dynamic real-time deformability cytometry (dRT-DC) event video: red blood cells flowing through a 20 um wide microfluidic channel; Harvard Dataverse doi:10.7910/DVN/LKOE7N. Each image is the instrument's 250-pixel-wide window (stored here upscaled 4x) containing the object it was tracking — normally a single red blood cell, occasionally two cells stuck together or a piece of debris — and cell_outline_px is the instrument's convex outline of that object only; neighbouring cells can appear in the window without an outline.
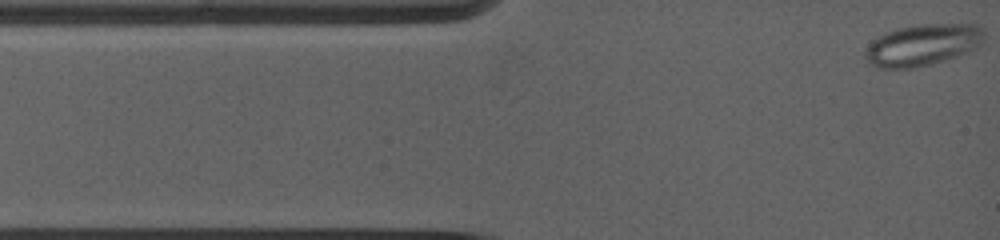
{"species": "common noctule bat (a hibernating species)", "species_latin": "Nyctalus noctula", "temperature_condition": "warm", "stored_images_in_passage": 16, "camera_frame_rate_fps": 5000, "um_per_image_px": 0.085, "animal": {"sex": "female", "body_mass_g": 19.0, "forearm_length_mm": 53.3}, "frame": {"image": 1, "passage_image": 1, "time_ms": 0.0, "image_size_px": [1000, 240], "cell_outline_px": [[984, 36], [980, 44], [976, 48], [968, 52], [932, 64], [912, 68], [876, 68], [864, 56], [864, 52], [872, 40], [884, 32], [896, 28], [920, 24], [976, 24], [984, 32]], "centroid_in_image_um": [78.4, 3.81], "position_along_channel_um": 6.6, "area_um2": 28.84}}
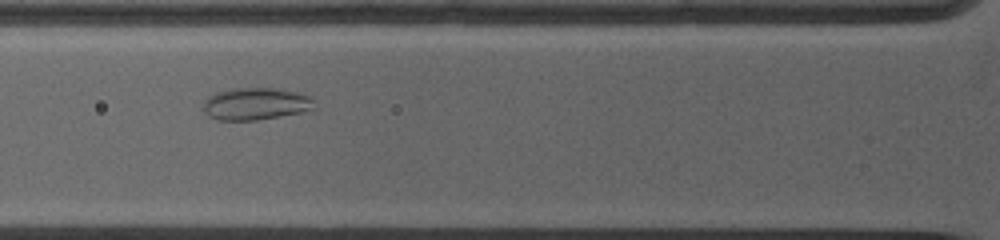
{"frame": {"image": 2, "passage_image": 11, "time_ms": 3.8, "image_size_px": [1000, 240], "cell_outline_px": [[316, 108], [300, 112], [256, 120], [216, 120], [208, 116], [204, 112], [204, 100], [208, 96], [216, 92], [232, 88], [276, 88], [304, 92], [312, 96]], "centroid_in_image_um": [21.76, 8.81], "position_along_channel_um": 104.0, "area_um2": 21.15}}
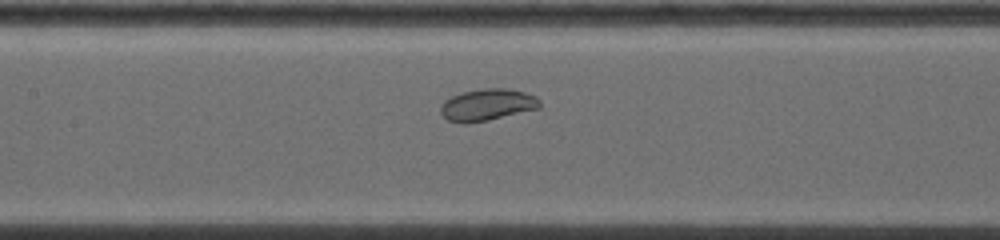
{"frame": {"image": 3, "passage_image": 15, "time_ms": 5.4, "image_size_px": [1000, 240], "cell_outline_px": [[540, 108], [488, 120], [464, 124], [448, 120], [440, 112], [440, 104], [444, 100], [460, 92], [484, 88], [508, 88], [524, 92], [536, 96], [540, 100]], "centroid_in_image_um": [41.4, 8.9], "position_along_channel_um": 166.0, "area_um2": 18.5}}